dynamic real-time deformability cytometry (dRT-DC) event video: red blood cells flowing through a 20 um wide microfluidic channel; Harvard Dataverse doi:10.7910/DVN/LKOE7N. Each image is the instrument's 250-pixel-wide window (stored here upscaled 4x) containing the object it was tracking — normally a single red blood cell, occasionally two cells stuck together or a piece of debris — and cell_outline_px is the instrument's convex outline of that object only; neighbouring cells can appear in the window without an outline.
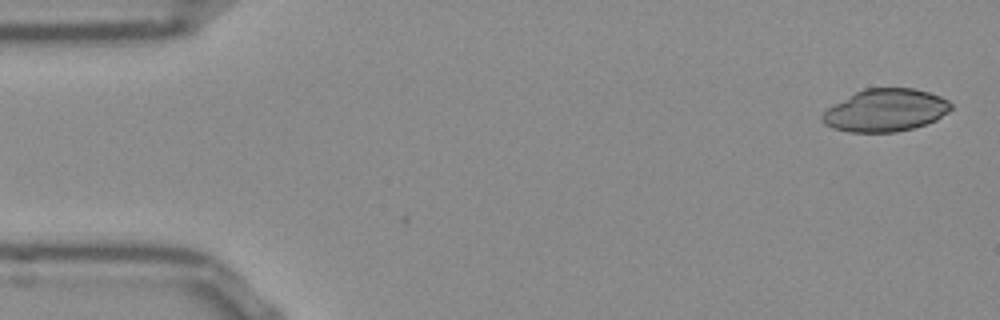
{"species": "Egyptian fruit bat (a non-hibernating species)", "species_latin": "Rousettus aegyptiacus", "temperature_condition": "room temperature", "stored_images_in_passage": 51, "camera_frame_rate_fps": 3000, "um_per_image_px": 0.085, "frame": {"image": 1, "passage_image": 1, "time_ms": 0.0, "image_size_px": [1000, 320], "cell_outline_px": [[952, 108], [948, 112], [936, 120], [912, 128], [896, 132], [848, 132], [832, 128], [824, 124], [820, 116], [832, 104], [864, 88], [912, 88], [928, 92], [940, 96], [948, 100], [952, 104]], "centroid_in_image_um": [75.25, 9.38], "position_along_channel_um": 9.8, "area_um2": 31.91}}
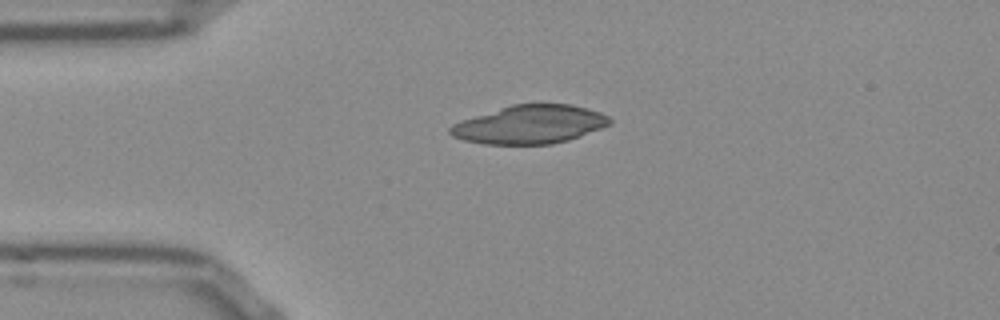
{"frame": {"image": 2, "passage_image": 11, "time_ms": 3.333, "image_size_px": [1000, 320], "cell_outline_px": [[612, 124], [580, 136], [568, 140], [552, 144], [484, 144], [464, 140], [452, 136], [448, 132], [448, 128], [452, 124], [460, 120], [512, 104], [572, 104], [588, 108], [600, 112], [608, 116], [612, 120]], "centroid_in_image_um": [45.03, 10.58], "position_along_channel_um": 40.0, "area_um2": 35.89}}